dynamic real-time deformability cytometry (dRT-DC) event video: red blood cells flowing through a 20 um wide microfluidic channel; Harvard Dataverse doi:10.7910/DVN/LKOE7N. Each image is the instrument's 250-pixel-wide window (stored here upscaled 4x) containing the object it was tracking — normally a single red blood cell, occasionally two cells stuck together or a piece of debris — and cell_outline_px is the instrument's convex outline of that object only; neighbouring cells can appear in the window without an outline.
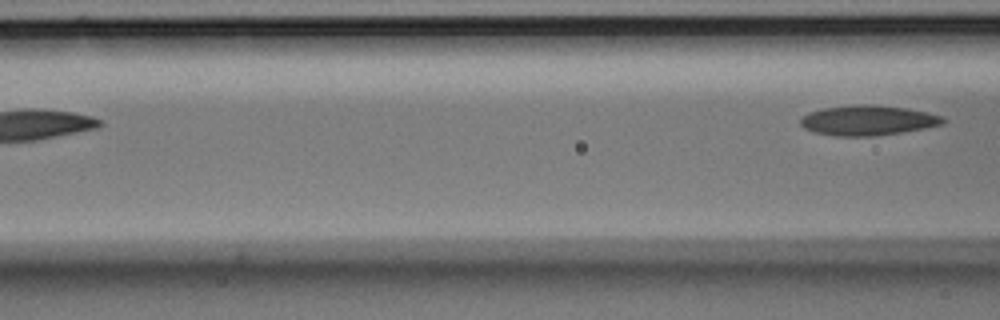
{"species": "Egyptian fruit bat (a non-hibernating species)", "species_latin": "Rousettus aegyptiacus", "temperature_condition": "room temperature", "stored_images_in_passage": 5, "camera_frame_rate_fps": 3000, "um_per_image_px": 0.085, "animal": {"sex": "male"}, "frame": {"image": 1, "passage_image": 5, "time_ms": 1.333, "image_size_px": [1000, 320], "cell_outline_px": [[944, 120], [940, 124], [924, 128], [876, 136], [836, 136], [812, 132], [804, 128], [800, 124], [800, 116], [808, 112], [824, 108], [852, 104], [872, 104], [904, 108], [928, 112], [944, 116]], "centroid_in_image_um": [73.7, 10.22], "position_along_channel_um": 92.9, "area_um2": 25.03}}